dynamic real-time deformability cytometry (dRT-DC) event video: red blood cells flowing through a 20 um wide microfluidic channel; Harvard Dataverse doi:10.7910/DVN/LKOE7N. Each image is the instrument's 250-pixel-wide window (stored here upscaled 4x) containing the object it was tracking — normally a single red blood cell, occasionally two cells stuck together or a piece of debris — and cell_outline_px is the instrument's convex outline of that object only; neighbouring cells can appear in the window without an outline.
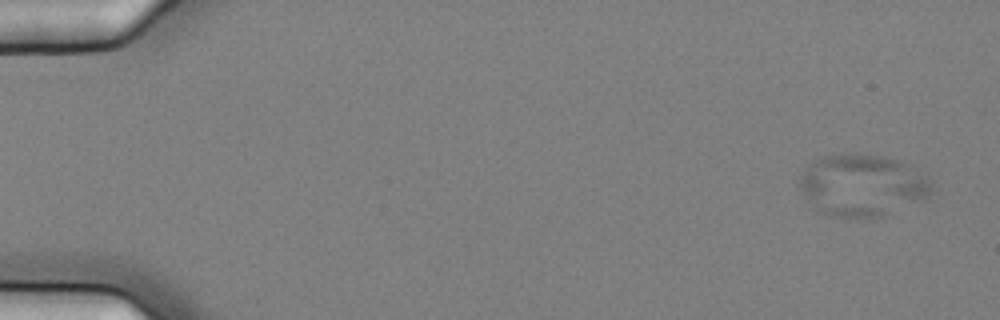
{"species": "common noctule bat (a hibernating species)", "species_latin": "Nyctalus noctula", "temperature_condition": "cold", "stored_images_in_passage": 6, "camera_frame_rate_fps": 3000, "um_per_image_px": 0.085, "animal": {"sex": "female", "body_mass_g": 25.1}, "frame": {"image": 1, "passage_image": 2, "time_ms": 0.333, "image_size_px": [1000, 320], "cell_outline_px": [[936, 192], [920, 200], [872, 220], [832, 216], [808, 208], [796, 180], [804, 168], [808, 164], [824, 156], [884, 156], [900, 160], [908, 164], [928, 176]], "centroid_in_image_um": [73.25, 15.81], "position_along_channel_um": 11.8, "area_um2": 48.26}}